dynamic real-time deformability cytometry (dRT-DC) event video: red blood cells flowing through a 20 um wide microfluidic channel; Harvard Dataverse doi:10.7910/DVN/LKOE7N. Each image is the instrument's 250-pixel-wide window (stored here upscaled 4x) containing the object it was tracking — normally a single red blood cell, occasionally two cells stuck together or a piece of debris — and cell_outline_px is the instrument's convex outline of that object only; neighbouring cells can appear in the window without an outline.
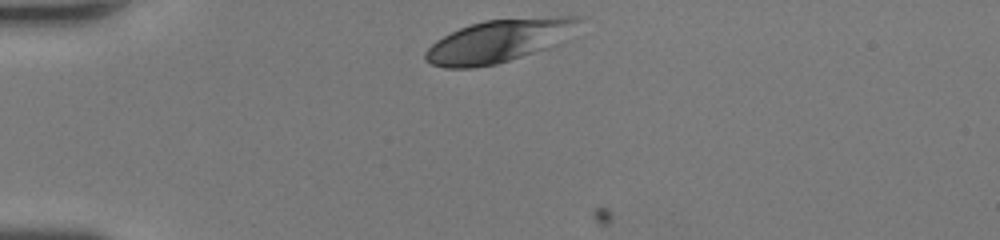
{"species": "human", "species_latin": "Homo sapiens", "temperature_condition": "room temperature", "stored_images_in_passage": 2, "camera_frame_rate_fps": 3000, "um_per_image_px": 0.085, "donor": {"sex": "female"}, "frame": {"image": 1, "passage_image": 1, "time_ms": 0.0, "image_size_px": [1000, 240], "cell_outline_px": [[588, 16], [580, 36], [564, 44], [496, 64], [472, 68], [444, 68], [432, 64], [424, 60], [424, 52], [436, 40], [460, 28], [484, 20], [556, 16]], "centroid_in_image_um": [42.7, 3.45], "position_along_channel_um": 42.3, "area_um2": 40.06}}